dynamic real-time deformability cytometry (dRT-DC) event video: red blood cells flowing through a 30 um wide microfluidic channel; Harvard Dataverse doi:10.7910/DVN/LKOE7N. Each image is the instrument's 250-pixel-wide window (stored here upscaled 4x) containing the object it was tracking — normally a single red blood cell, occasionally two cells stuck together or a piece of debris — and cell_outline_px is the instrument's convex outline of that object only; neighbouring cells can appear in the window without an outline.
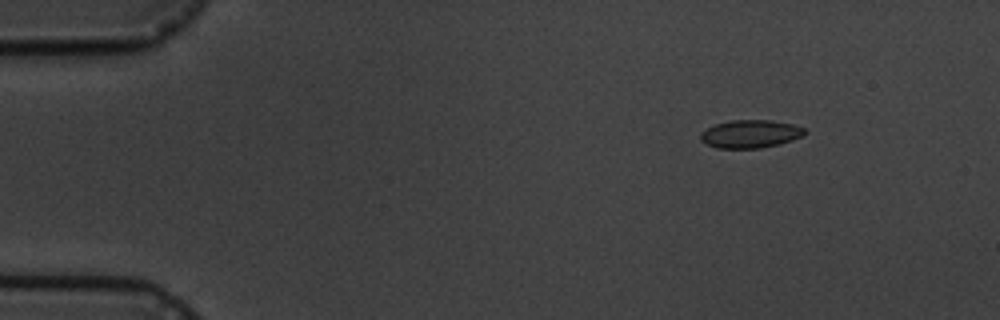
{"species": "common noctule bat (a hibernating species)", "species_latin": "Nyctalus noctula", "temperature_condition": "cold", "stored_images_in_passage": 7, "camera_frame_rate_fps": 3000, "um_per_image_px": 0.085, "animal": {"sex": "male", "body_mass_g": 19.5, "forearm_length_mm": 54.6}, "frame": {"image": 1, "passage_image": 3, "time_ms": 2.333, "image_size_px": [1000, 320], "cell_outline_px": [[808, 132], [804, 136], [792, 140], [760, 148], [716, 148], [700, 140], [700, 132], [716, 124], [732, 120], [772, 120], [792, 124], [804, 128]], "centroid_in_image_um": [63.8, 11.38], "position_along_channel_um": 21.2, "area_um2": 16.94}}
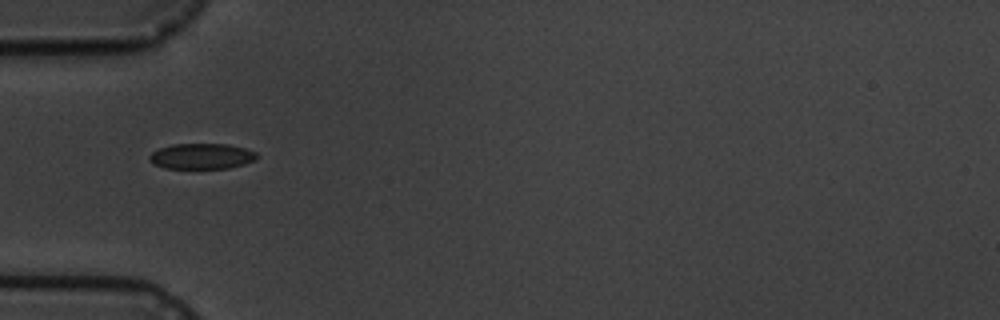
{"frame": {"image": 2, "passage_image": 6, "time_ms": 6.0, "image_size_px": [1000, 320], "cell_outline_px": [[256, 160], [244, 164], [228, 168], [164, 168], [152, 164], [148, 160], [148, 156], [152, 152], [160, 148], [172, 144], [228, 144], [244, 148], [256, 152]], "centroid_in_image_um": [17.1, 13.28], "position_along_channel_um": 67.9, "area_um2": 16.07}}
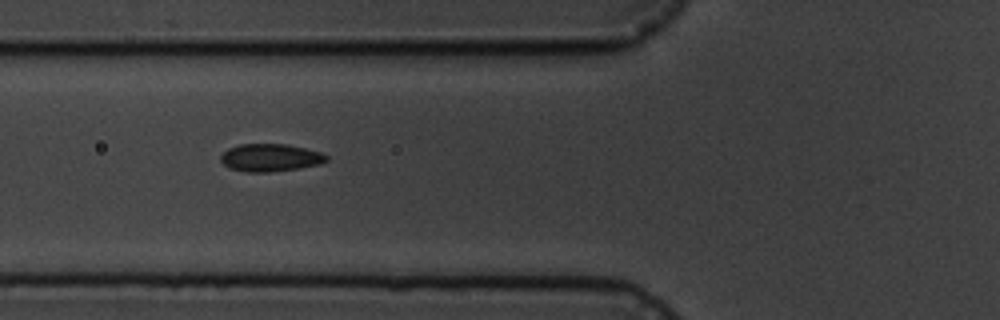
{"frame": {"image": 3, "passage_image": 7, "time_ms": 7.0, "image_size_px": [1000, 320], "cell_outline_px": [[328, 160], [320, 164], [300, 168], [268, 172], [244, 172], [228, 168], [220, 160], [220, 156], [228, 148], [240, 144], [288, 144], [320, 152], [328, 156]], "centroid_in_image_um": [22.96, 13.4], "position_along_channel_um": 102.8, "area_um2": 17.11}}